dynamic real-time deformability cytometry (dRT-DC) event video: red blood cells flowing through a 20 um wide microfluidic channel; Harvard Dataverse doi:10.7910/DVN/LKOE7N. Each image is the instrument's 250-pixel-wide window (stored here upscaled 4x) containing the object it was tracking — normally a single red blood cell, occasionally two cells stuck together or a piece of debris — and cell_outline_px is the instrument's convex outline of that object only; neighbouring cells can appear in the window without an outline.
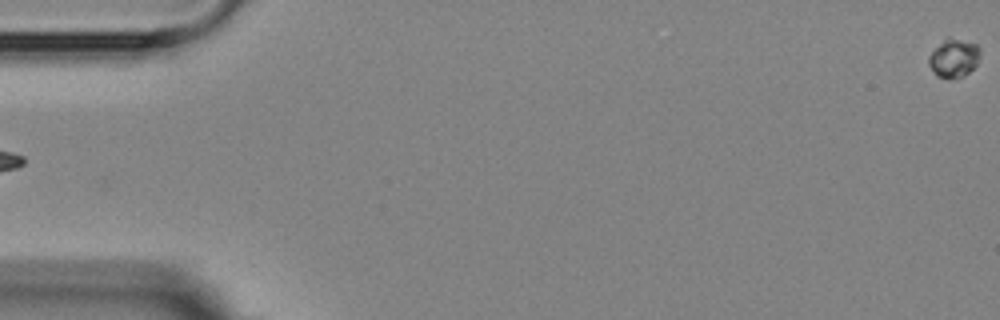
{"species": "Egyptian fruit bat (a non-hibernating species)", "species_latin": "Rousettus aegyptiacus", "temperature_condition": "room temperature", "stored_images_in_passage": 6, "camera_frame_rate_fps": 3000, "um_per_image_px": 0.085, "animal": {"sex": "female"}, "frame": {"image": 1, "passage_image": 6, "time_ms": 5.667, "image_size_px": [1000, 320], "cell_outline_px": [[980, 52], [976, 64], [964, 76], [948, 80], [936, 76], [928, 64], [928, 56], [944, 36], [948, 36], [976, 44], [980, 48]], "centroid_in_image_um": [81.02, 4.93], "position_along_channel_um": 4.0, "area_um2": 11.79}}